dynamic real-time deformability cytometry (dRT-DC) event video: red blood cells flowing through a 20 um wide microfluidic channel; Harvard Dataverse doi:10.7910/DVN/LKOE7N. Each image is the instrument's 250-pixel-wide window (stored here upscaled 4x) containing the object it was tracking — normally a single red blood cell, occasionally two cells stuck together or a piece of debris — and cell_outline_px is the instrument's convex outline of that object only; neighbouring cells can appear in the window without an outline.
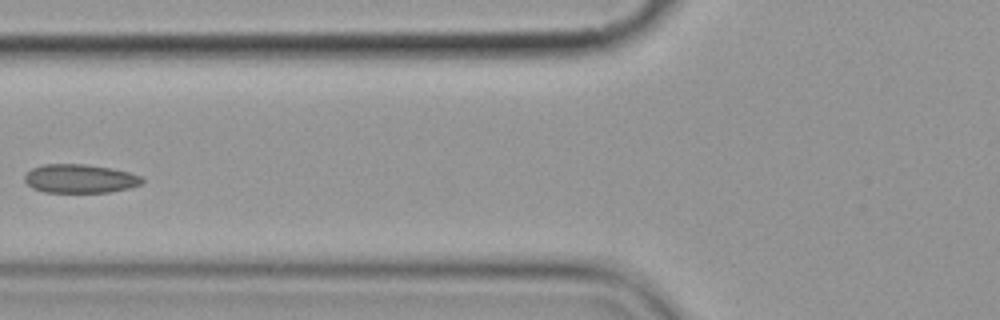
{"species": "common noctule bat (a hibernating species)", "species_latin": "Nyctalus noctula", "temperature_condition": "cold", "stored_images_in_passage": 9, "camera_frame_rate_fps": 3000, "um_per_image_px": 0.085, "animal": {"sex": "female", "body_mass_g": 19.9}, "frame": {"image": 1, "passage_image": 6, "time_ms": 6.0, "image_size_px": [1000, 320], "cell_outline_px": [[144, 180], [140, 184], [128, 188], [108, 192], [44, 192], [32, 188], [24, 180], [24, 176], [32, 168], [44, 164], [84, 164], [108, 168], [128, 172], [140, 176]], "centroid_in_image_um": [6.75, 15.18], "position_along_channel_um": 119.0, "area_um2": 19.42}}
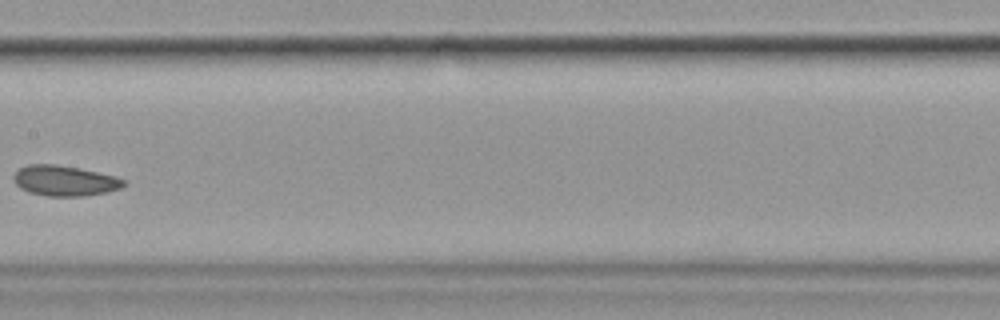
{"frame": {"image": 2, "passage_image": 8, "time_ms": 8.333, "image_size_px": [1000, 320], "cell_outline_px": [[128, 184], [120, 188], [108, 192], [84, 196], [48, 196], [28, 192], [20, 188], [12, 180], [12, 176], [20, 168], [28, 164], [56, 164], [116, 176], [128, 180]], "centroid_in_image_um": [5.51, 15.37], "position_along_channel_um": 201.9, "area_um2": 19.65}}
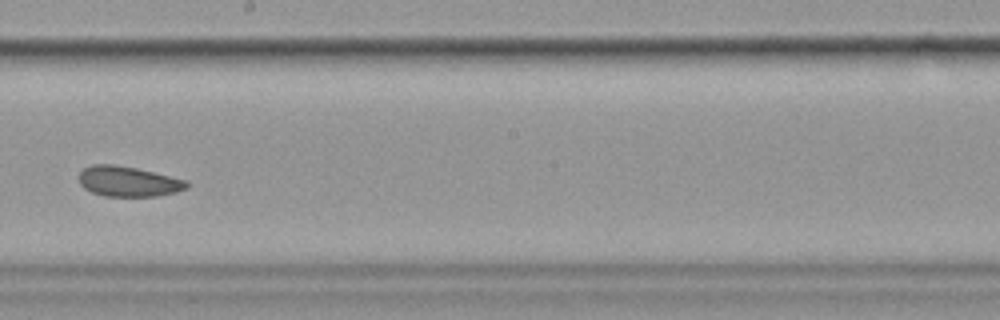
{"frame": {"image": 3, "passage_image": 9, "time_ms": 9.333, "image_size_px": [1000, 320], "cell_outline_px": [[188, 188], [176, 192], [156, 196], [104, 196], [92, 192], [84, 188], [80, 184], [80, 172], [84, 168], [92, 164], [116, 164], [136, 168], [188, 180]], "centroid_in_image_um": [10.91, 15.42], "position_along_channel_um": 237.3, "area_um2": 19.02}}